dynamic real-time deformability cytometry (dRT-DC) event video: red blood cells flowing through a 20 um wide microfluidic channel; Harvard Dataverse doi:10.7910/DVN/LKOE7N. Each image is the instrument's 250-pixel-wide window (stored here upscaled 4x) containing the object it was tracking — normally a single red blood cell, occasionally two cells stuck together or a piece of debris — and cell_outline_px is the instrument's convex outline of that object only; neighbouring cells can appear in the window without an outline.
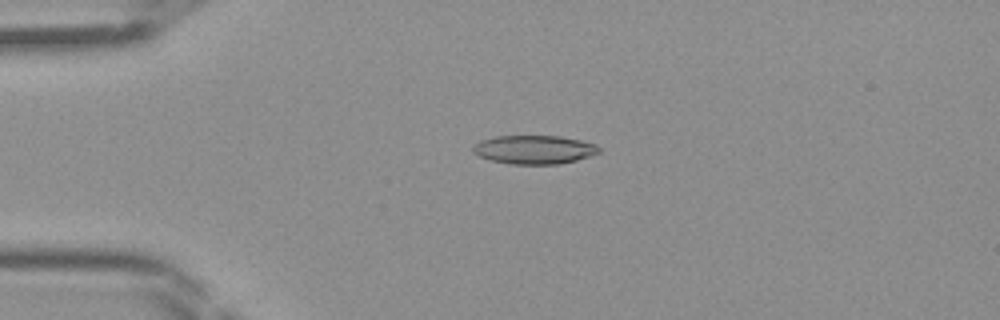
{"species": "Egyptian fruit bat (a non-hibernating species)", "species_latin": "Rousettus aegyptiacus", "temperature_condition": "room temperature", "stored_images_in_passage": 45, "camera_frame_rate_fps": 3000, "um_per_image_px": 0.085, "frame": {"image": 1, "passage_image": 11, "time_ms": 3.333, "image_size_px": [1000, 320], "cell_outline_px": [[600, 152], [576, 160], [560, 164], [508, 164], [488, 160], [472, 152], [472, 148], [480, 140], [496, 136], [560, 136], [580, 140], [596, 144], [600, 148]], "centroid_in_image_um": [45.38, 12.72], "position_along_channel_um": 39.6, "area_um2": 21.1}}
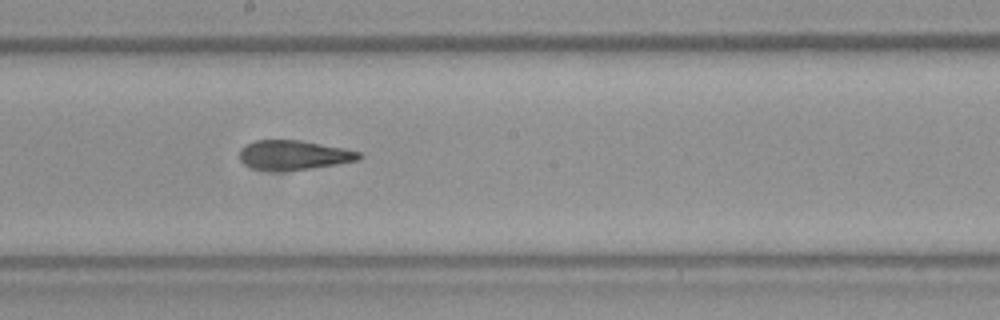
{"frame": {"image": 2, "passage_image": 25, "time_ms": 8.0, "image_size_px": [1000, 320], "cell_outline_px": [[364, 156], [360, 160], [336, 164], [308, 168], [252, 168], [244, 164], [240, 160], [240, 148], [256, 140], [300, 140], [344, 148], [360, 152]], "centroid_in_image_um": [25.02, 13.13], "position_along_channel_um": 223.2, "area_um2": 19.77}}
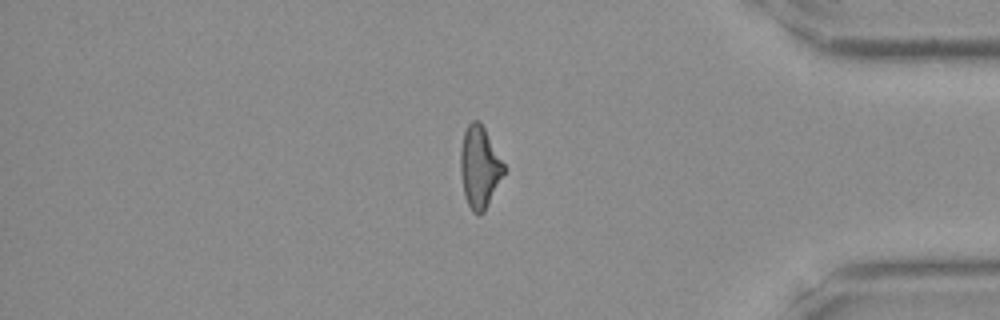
{"frame": {"image": 3, "passage_image": 38, "time_ms": 12.333, "image_size_px": [1000, 320], "cell_outline_px": [[504, 172], [484, 212], [472, 212], [468, 204], [464, 192], [460, 172], [460, 148], [464, 132], [468, 124], [472, 120], [480, 120], [504, 164]], "centroid_in_image_um": [40.74, 14.16], "position_along_channel_um": 394.5, "area_um2": 20.29}}